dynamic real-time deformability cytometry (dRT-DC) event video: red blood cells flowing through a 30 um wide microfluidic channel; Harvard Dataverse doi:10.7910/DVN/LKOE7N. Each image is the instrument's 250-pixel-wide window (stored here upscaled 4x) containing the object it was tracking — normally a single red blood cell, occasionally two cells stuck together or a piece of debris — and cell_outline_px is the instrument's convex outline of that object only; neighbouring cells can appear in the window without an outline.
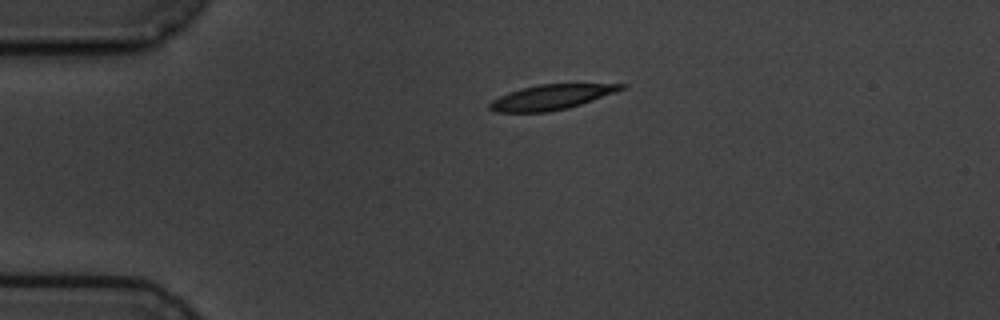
{"species": "common noctule bat (a hibernating species)", "species_latin": "Nyctalus noctula", "temperature_condition": "cold", "stored_images_in_passage": 2, "camera_frame_rate_fps": 3000, "um_per_image_px": 0.085, "animal": {"sex": "male", "body_mass_g": 19.5, "forearm_length_mm": 54.6}, "frame": {"image": 1, "passage_image": 1, "time_ms": 0.0, "image_size_px": [1000, 320], "cell_outline_px": [[628, 84], [624, 88], [616, 92], [568, 108], [548, 112], [496, 112], [488, 108], [488, 104], [492, 100], [508, 92], [540, 84]], "centroid_in_image_um": [46.83, 8.26], "position_along_channel_um": 38.2, "area_um2": 18.9}}